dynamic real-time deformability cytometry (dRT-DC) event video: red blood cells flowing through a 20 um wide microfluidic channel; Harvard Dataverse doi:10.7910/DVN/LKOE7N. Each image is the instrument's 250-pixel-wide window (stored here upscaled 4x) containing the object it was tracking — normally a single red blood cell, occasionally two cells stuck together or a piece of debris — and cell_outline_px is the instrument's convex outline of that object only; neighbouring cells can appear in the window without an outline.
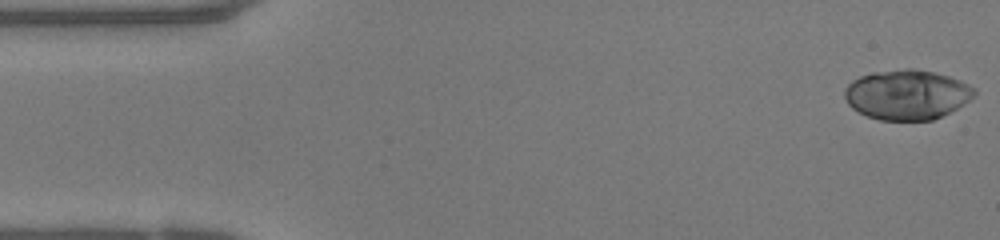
{"species": "human", "species_latin": "Homo sapiens", "temperature_condition": "warm", "stored_images_in_passage": 48, "camera_frame_rate_fps": 3000, "um_per_image_px": 0.085, "donor": {"sex": "female"}, "frame": {"image": 1, "passage_image": 1, "time_ms": 0.0, "image_size_px": [1000, 240], "cell_outline_px": [[976, 92], [964, 104], [932, 120], [880, 120], [868, 116], [852, 108], [848, 104], [844, 96], [844, 88], [852, 80], [860, 76], [872, 72], [904, 68], [912, 68], [932, 72], [948, 76], [960, 80], [976, 88]], "centroid_in_image_um": [77.06, 8.03], "position_along_channel_um": 7.9, "area_um2": 37.57}}
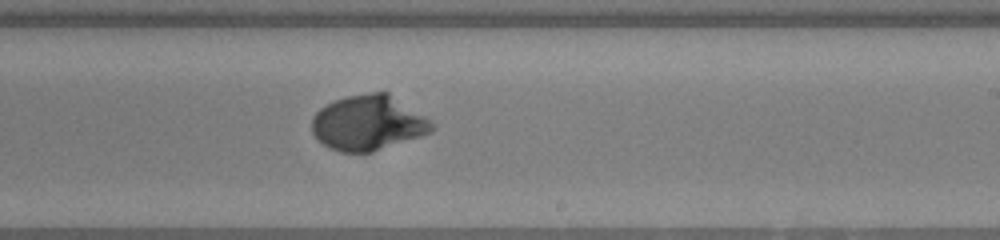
{"frame": {"image": 2, "passage_image": 28, "time_ms": 9.0, "image_size_px": [1000, 240], "cell_outline_px": [[436, 128], [432, 132], [372, 152], [340, 152], [328, 148], [312, 132], [312, 116], [320, 108], [332, 100], [344, 96], [368, 92], [388, 92], [424, 116]], "centroid_in_image_um": [31.26, 10.43], "position_along_channel_um": 257.7, "area_um2": 38.44}}
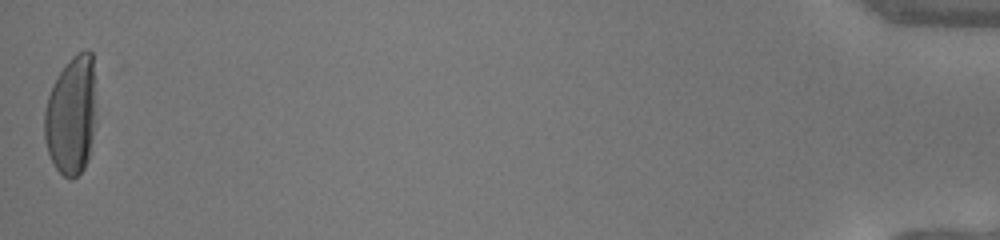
{"frame": {"image": 3, "passage_image": 48, "time_ms": 15.667, "image_size_px": [1000, 240], "cell_outline_px": [[92, 136], [88, 160], [84, 168], [72, 180], [64, 176], [56, 168], [48, 152], [44, 136], [44, 112], [48, 96], [52, 84], [64, 64], [76, 52], [92, 52]], "centroid_in_image_um": [5.99, 9.84], "position_along_channel_um": 429.2, "area_um2": 34.68}, "authors_computed_cell_mechanics": {"area_um2": 36.7319, "velocity_mm_per_s": 4.1482, "shape_relaxation_time_tau1_ms": 3.2992, "shape_relaxation_time_tau2_ms": null, "deformation_change_tau1": 0.2155, "deformation_change_tau2": null}}